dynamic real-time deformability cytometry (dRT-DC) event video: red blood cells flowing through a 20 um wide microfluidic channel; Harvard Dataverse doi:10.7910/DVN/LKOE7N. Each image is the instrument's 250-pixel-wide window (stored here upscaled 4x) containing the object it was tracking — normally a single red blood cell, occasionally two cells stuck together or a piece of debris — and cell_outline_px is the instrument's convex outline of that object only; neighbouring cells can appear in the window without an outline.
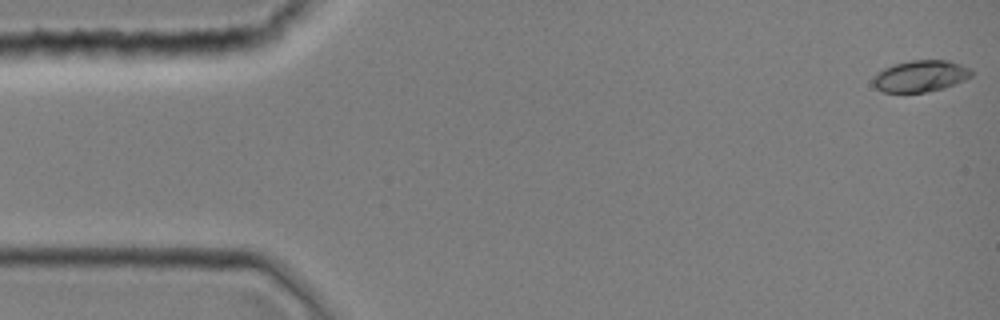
{"species": "common noctule bat (a hibernating species)", "species_latin": "Nyctalus noctula", "temperature_condition": "room temperature", "stored_images_in_passage": 44, "camera_frame_rate_fps": 3000, "um_per_image_px": 0.085, "animal": {"sex": "female", "body_mass_g": 19.0, "forearm_length_mm": 51.5}, "frame": {"image": 1, "passage_image": 1, "time_ms": 0.0, "image_size_px": [1000, 320], "cell_outline_px": [[972, 76], [956, 84], [944, 88], [924, 92], [884, 92], [876, 88], [872, 84], [872, 80], [876, 72], [884, 68], [896, 64], [912, 60], [948, 60], [972, 68]], "centroid_in_image_um": [78.25, 6.46], "position_along_channel_um": 6.8, "area_um2": 18.15}}
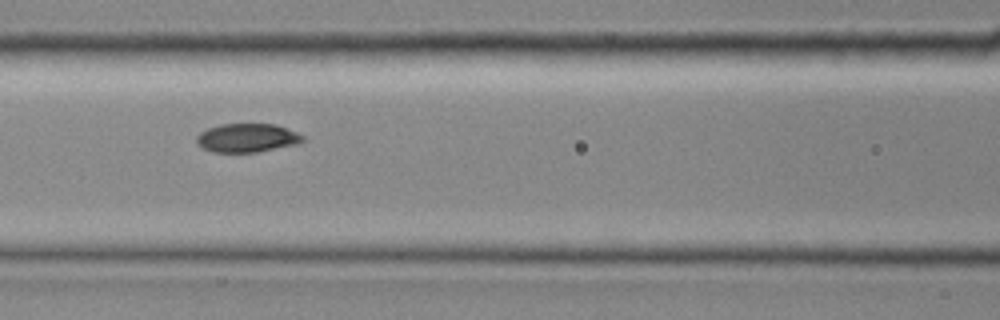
{"frame": {"image": 2, "passage_image": 19, "time_ms": 6.0, "image_size_px": [1000, 320], "cell_outline_px": [[304, 140], [300, 144], [256, 152], [212, 152], [196, 144], [196, 136], [200, 132], [208, 128], [220, 124], [276, 124], [296, 132], [304, 136]], "centroid_in_image_um": [21.0, 11.72], "position_along_channel_um": 145.6, "area_um2": 17.86}}
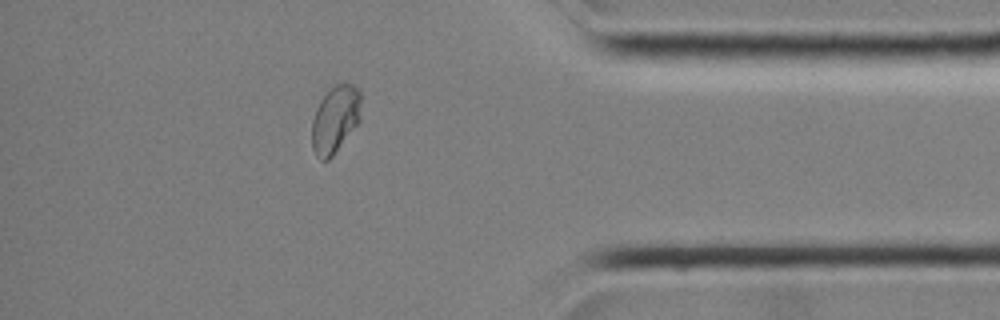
{"frame": {"image": 3, "passage_image": 38, "time_ms": 12.333, "image_size_px": [1000, 320], "cell_outline_px": [[360, 120], [332, 156], [328, 160], [320, 160], [316, 156], [312, 148], [312, 120], [316, 108], [320, 100], [336, 84], [352, 84], [360, 92]], "centroid_in_image_um": [28.47, 10.16], "position_along_channel_um": 406.7, "area_um2": 18.96}}